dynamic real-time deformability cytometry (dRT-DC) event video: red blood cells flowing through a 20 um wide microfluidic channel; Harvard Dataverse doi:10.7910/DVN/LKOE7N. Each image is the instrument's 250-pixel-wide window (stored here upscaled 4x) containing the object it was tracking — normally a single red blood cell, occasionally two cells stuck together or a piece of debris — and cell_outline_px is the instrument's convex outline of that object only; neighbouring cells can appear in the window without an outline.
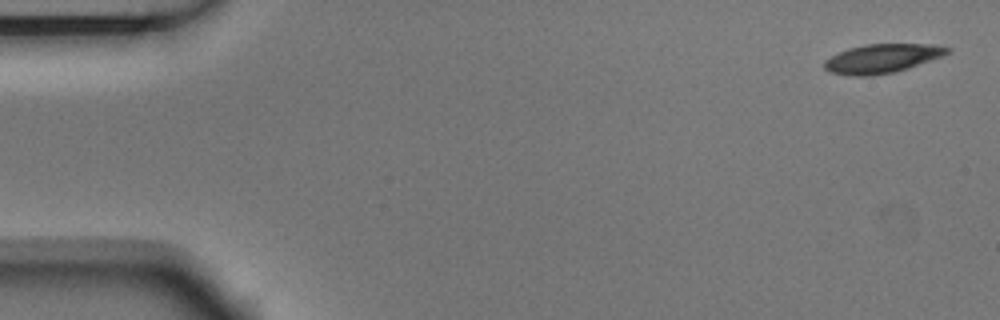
{"species": "Egyptian fruit bat (a non-hibernating species)", "species_latin": "Rousettus aegyptiacus", "temperature_condition": "room temperature", "stored_images_in_passage": 4, "camera_frame_rate_fps": 3000, "um_per_image_px": 0.085, "animal": {"sex": "male"}, "frame": {"image": 1, "passage_image": 1, "time_ms": 0.0, "image_size_px": [1000, 320], "cell_outline_px": [[952, 52], [908, 68], [892, 72], [872, 76], [848, 76], [828, 72], [824, 68], [824, 60], [848, 48], [864, 44], [932, 44], [952, 48]], "centroid_in_image_um": [74.96, 4.97], "position_along_channel_um": 10.0, "area_um2": 20.81}}